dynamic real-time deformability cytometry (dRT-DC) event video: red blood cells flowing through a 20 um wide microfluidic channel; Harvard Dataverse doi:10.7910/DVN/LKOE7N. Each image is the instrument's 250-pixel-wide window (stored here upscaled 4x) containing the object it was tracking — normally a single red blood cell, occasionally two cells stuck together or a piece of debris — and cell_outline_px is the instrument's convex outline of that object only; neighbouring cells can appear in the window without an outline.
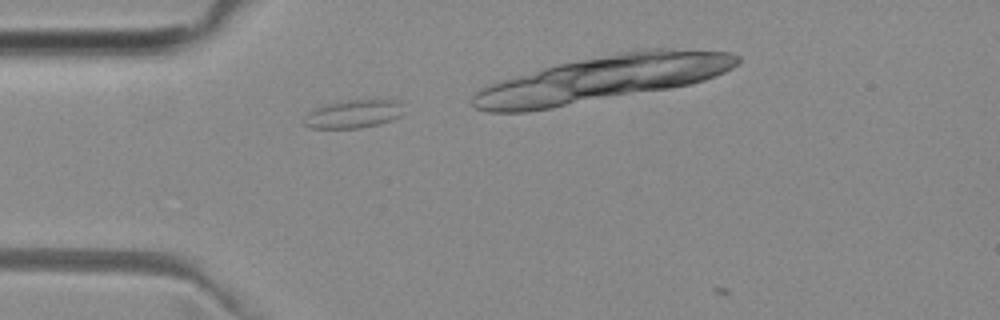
{"species": "common noctule bat (a hibernating species)", "species_latin": "Nyctalus noctula", "temperature_condition": "room temperature", "stored_images_in_passage": 2, "camera_frame_rate_fps": 3000, "um_per_image_px": 0.085, "animal": {"sex": "female", "body_mass_g": 29.2, "forearm_length_mm": 56.3}, "frame": {"image": 1, "passage_image": 1, "time_ms": 0.0, "image_size_px": [1000, 320], "cell_outline_px": [[400, 116], [392, 120], [380, 124], [360, 128], [312, 128], [304, 124], [300, 120], [308, 112], [324, 104], [340, 100], [368, 96], [376, 96], [400, 100]], "centroid_in_image_um": [30.05, 9.61], "position_along_channel_um": 55.0, "area_um2": 17.46}}